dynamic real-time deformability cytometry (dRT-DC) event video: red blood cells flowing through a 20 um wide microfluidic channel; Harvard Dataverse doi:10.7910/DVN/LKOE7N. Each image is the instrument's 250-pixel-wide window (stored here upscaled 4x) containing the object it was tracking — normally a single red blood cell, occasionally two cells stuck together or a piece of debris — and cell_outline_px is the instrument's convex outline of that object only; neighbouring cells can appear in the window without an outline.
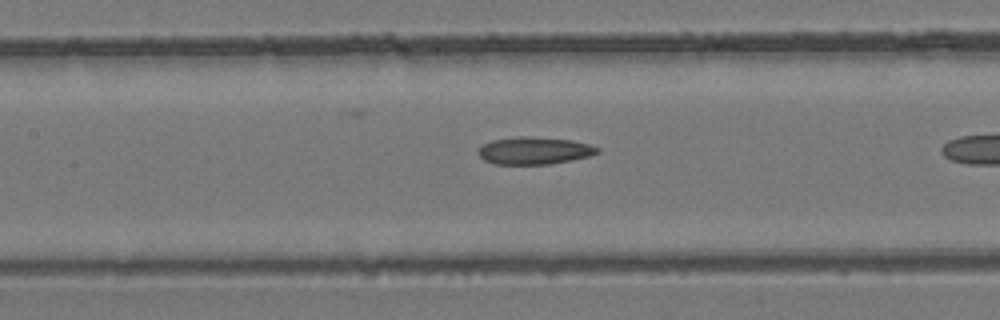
{"species": "common noctule bat (a hibernating species)", "species_latin": "Nyctalus noctula", "temperature_condition": "room temperature", "stored_images_in_passage": 12, "camera_frame_rate_fps": 3000, "um_per_image_px": 0.085, "animal": {"sex": "female", "body_mass_g": 24.6, "forearm_length_mm": 56.2}, "frame": {"image": 1, "passage_image": 9, "time_ms": 2.667, "image_size_px": [1000, 320], "cell_outline_px": [[600, 152], [588, 156], [572, 160], [548, 164], [496, 164], [484, 160], [476, 152], [484, 144], [492, 140], [520, 136], [528, 136], [572, 140], [588, 144], [600, 148]], "centroid_in_image_um": [45.42, 12.8], "position_along_channel_um": 162.0, "area_um2": 18.9}}